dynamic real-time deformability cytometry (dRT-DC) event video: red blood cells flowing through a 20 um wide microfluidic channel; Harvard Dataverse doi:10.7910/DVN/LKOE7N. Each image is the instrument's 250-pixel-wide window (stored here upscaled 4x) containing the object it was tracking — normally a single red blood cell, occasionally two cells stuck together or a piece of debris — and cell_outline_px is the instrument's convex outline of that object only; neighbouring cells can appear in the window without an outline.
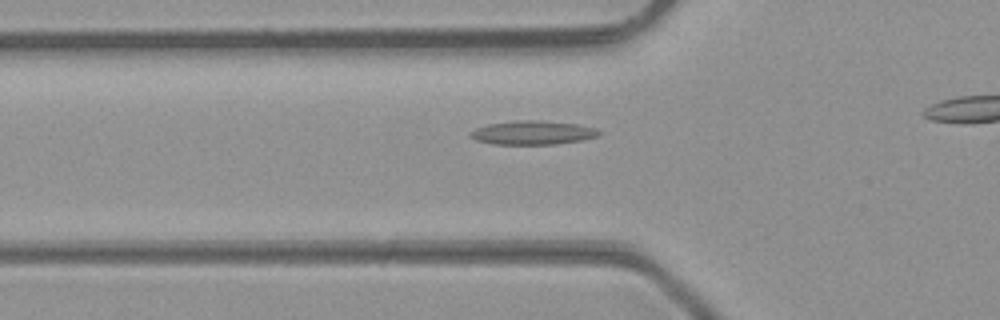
{"species": "common noctule bat (a hibernating species)", "species_latin": "Nyctalus noctula", "temperature_condition": "room temperature", "stored_images_in_passage": 31, "camera_frame_rate_fps": 3000, "um_per_image_px": 0.085, "animal": {"sex": "male", "body_mass_g": 23.1, "forearm_length_mm": 52.7}, "frame": {"image": 1, "passage_image": 9, "time_ms": 2.667, "image_size_px": [1000, 320], "cell_outline_px": [[600, 136], [580, 140], [556, 144], [492, 144], [476, 140], [468, 136], [468, 132], [476, 128], [488, 124], [524, 120], [540, 120], [576, 124], [596, 128], [600, 132]], "centroid_in_image_um": [45.26, 11.28], "position_along_channel_um": 80.5, "area_um2": 17.8}}
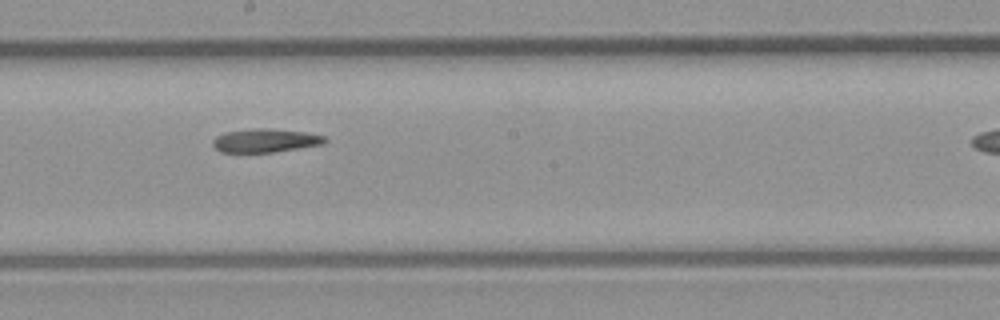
{"frame": {"image": 2, "passage_image": 19, "time_ms": 6.0, "image_size_px": [1000, 320], "cell_outline_px": [[328, 140], [324, 144], [272, 152], [220, 152], [212, 144], [212, 140], [216, 136], [224, 132], [256, 128], [268, 128], [304, 132], [324, 136]], "centroid_in_image_um": [22.53, 11.94], "position_along_channel_um": 225.7, "area_um2": 15.32}}
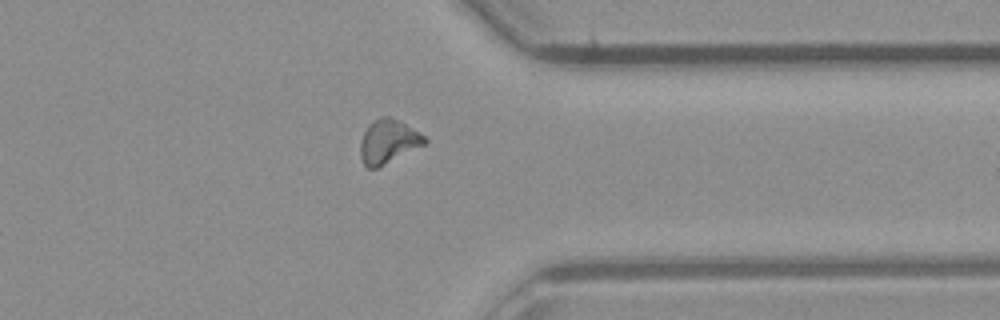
{"frame": {"image": 3, "passage_image": 30, "time_ms": 9.667, "image_size_px": [1000, 320], "cell_outline_px": [[428, 140], [424, 144], [376, 168], [368, 168], [364, 164], [360, 156], [360, 140], [368, 124], [380, 116], [388, 116], [404, 124], [424, 136]], "centroid_in_image_um": [32.94, 12.02], "position_along_channel_um": 378.5, "area_um2": 15.95}}